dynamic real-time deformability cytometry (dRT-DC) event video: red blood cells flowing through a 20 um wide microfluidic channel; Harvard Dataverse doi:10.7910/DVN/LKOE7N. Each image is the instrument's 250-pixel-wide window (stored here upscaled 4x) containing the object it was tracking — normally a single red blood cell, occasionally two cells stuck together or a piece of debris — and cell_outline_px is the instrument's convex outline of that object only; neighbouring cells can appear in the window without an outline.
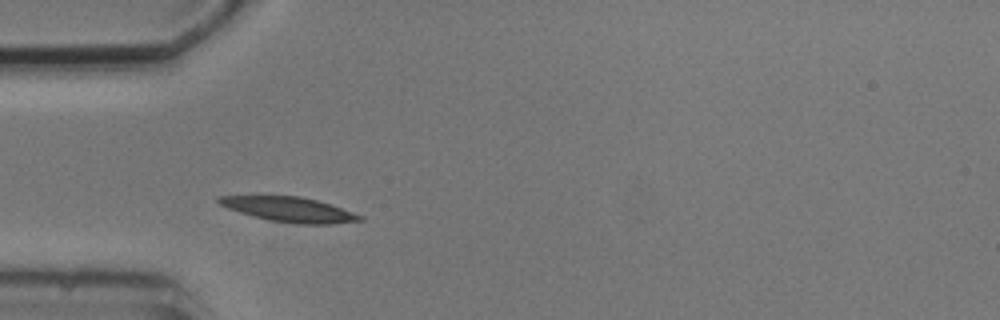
{"species": "common noctule bat (a hibernating species)", "species_latin": "Nyctalus noctula", "temperature_condition": "cold", "stored_images_in_passage": 11, "camera_frame_rate_fps": 3000, "um_per_image_px": 0.085, "animal": {"sex": "male", "body_mass_g": 20.5, "forearm_length_mm": 52.5}, "frame": {"image": 1, "passage_image": 2, "time_ms": 1.333, "image_size_px": [1000, 320], "cell_outline_px": [[364, 220], [332, 224], [300, 224], [272, 220], [252, 216], [228, 208], [220, 204], [216, 200], [220, 196], [300, 196], [332, 204], [364, 216]], "centroid_in_image_um": [24.65, 17.8], "position_along_channel_um": 60.3, "area_um2": 20.23}}
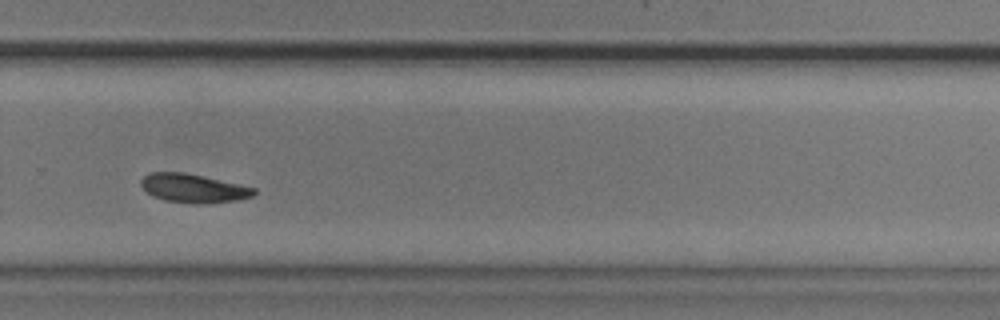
{"frame": {"image": 2, "passage_image": 8, "time_ms": 8.333, "image_size_px": [1000, 320], "cell_outline_px": [[256, 192], [252, 196], [236, 200], [196, 204], [192, 204], [164, 200], [152, 196], [140, 184], [140, 180], [148, 172], [184, 172], [256, 188]], "centroid_in_image_um": [16.39, 16.0], "position_along_channel_um": 313.4, "area_um2": 18.73}}
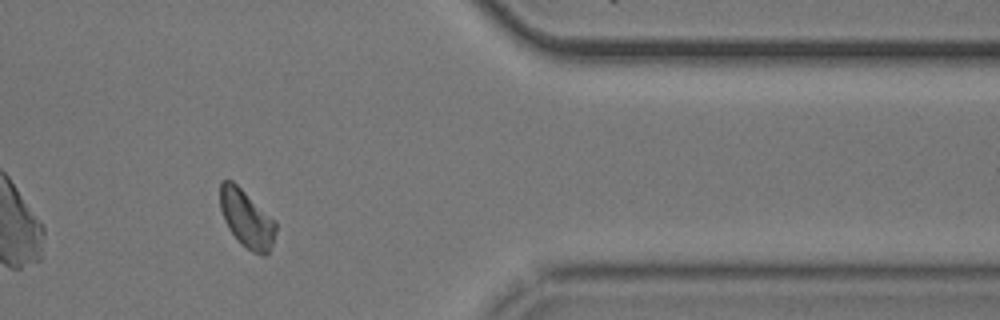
{"frame": {"image": 3, "passage_image": 10, "time_ms": 11.0, "image_size_px": [1000, 320], "cell_outline_px": [[276, 232], [272, 244], [268, 252], [264, 256], [252, 252], [228, 228], [224, 220], [220, 208], [220, 180], [232, 180], [276, 220]], "centroid_in_image_um": [20.97, 18.56], "position_along_channel_um": 390.4, "area_um2": 18.5}, "authors_computed_cell_mechanics": {"area_um2": 19.1896, "velocity_mm_per_s": 3.6589, "shape_relaxation_time_tau1_ms": 2.876, "shape_relaxation_time_tau2_ms": null, "deformation_change_tau1": 0.074, "deformation_change_tau2": null}}